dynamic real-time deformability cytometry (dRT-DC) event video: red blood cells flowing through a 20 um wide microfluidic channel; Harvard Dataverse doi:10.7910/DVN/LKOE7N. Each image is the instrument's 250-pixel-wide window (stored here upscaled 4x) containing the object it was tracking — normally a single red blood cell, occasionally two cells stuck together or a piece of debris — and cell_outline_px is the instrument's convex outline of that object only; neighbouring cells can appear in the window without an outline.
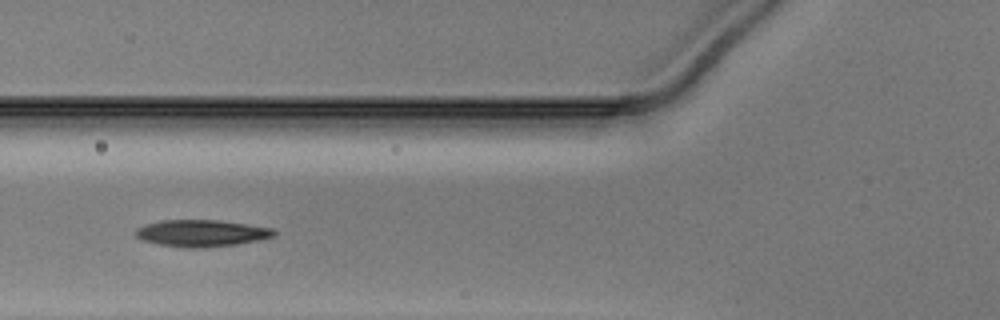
{"species": "Egyptian fruit bat (a non-hibernating species)", "species_latin": "Rousettus aegyptiacus", "temperature_condition": "warm", "stored_images_in_passage": 16, "camera_frame_rate_fps": 3000, "um_per_image_px": 0.085, "animal": {"sex": "male"}, "frame": {"image": 1, "passage_image": 7, "time_ms": 2.0, "image_size_px": [1000, 320], "cell_outline_px": [[276, 232], [272, 236], [256, 240], [236, 244], [204, 248], [184, 248], [156, 244], [140, 240], [132, 232], [136, 228], [144, 224], [160, 220], [220, 220], [272, 228]], "centroid_in_image_um": [17.01, 19.82], "position_along_channel_um": 108.8, "area_um2": 21.79}}
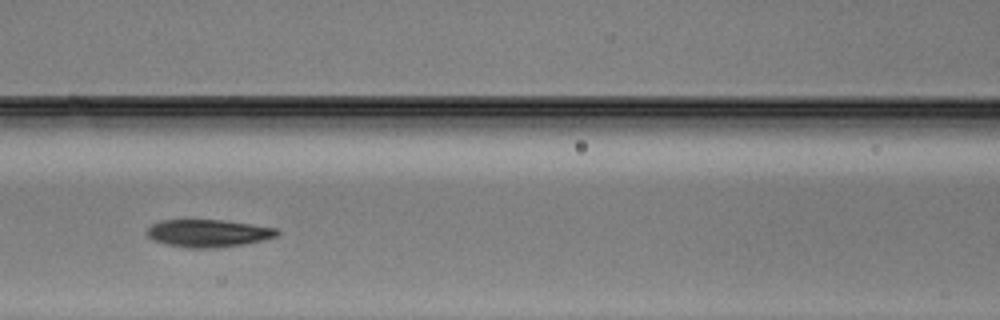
{"frame": {"image": 2, "passage_image": 10, "time_ms": 3.0, "image_size_px": [1000, 320], "cell_outline_px": [[280, 232], [276, 236], [264, 240], [244, 244], [216, 248], [188, 248], [164, 244], [152, 240], [144, 232], [152, 224], [160, 220], [220, 220], [252, 224], [276, 228]], "centroid_in_image_um": [17.66, 19.83], "position_along_channel_um": 148.9, "area_um2": 21.04}}